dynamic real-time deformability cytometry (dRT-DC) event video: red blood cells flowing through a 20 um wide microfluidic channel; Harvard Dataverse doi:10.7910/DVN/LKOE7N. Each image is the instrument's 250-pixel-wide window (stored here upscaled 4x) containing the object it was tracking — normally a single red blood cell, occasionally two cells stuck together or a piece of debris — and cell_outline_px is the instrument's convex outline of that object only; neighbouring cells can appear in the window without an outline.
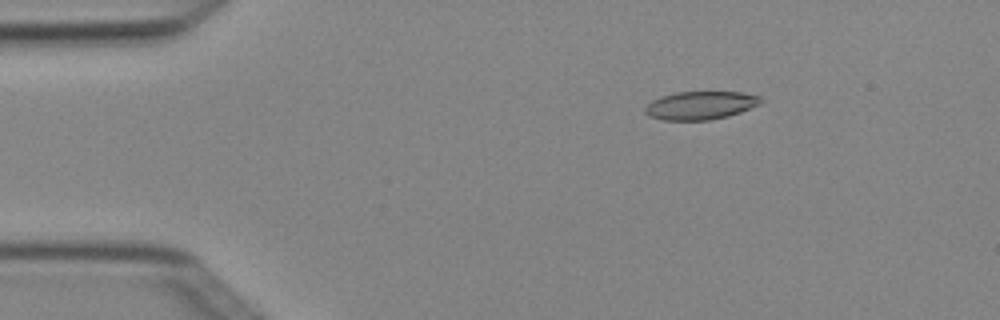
{"species": "Egyptian fruit bat (a non-hibernating species)", "species_latin": "Rousettus aegyptiacus", "temperature_condition": "cold", "stored_images_in_passage": 4, "camera_frame_rate_fps": 3000, "um_per_image_px": 0.085, "animal": {"sex": "female"}, "frame": {"image": 1, "passage_image": 2, "time_ms": 0.333, "image_size_px": [1000, 320], "cell_outline_px": [[764, 100], [760, 104], [740, 112], [728, 116], [708, 120], [664, 120], [648, 116], [644, 112], [644, 108], [652, 100], [660, 96], [676, 92], [744, 92], [760, 96]], "centroid_in_image_um": [59.54, 8.95], "position_along_channel_um": 25.5, "area_um2": 19.13}}
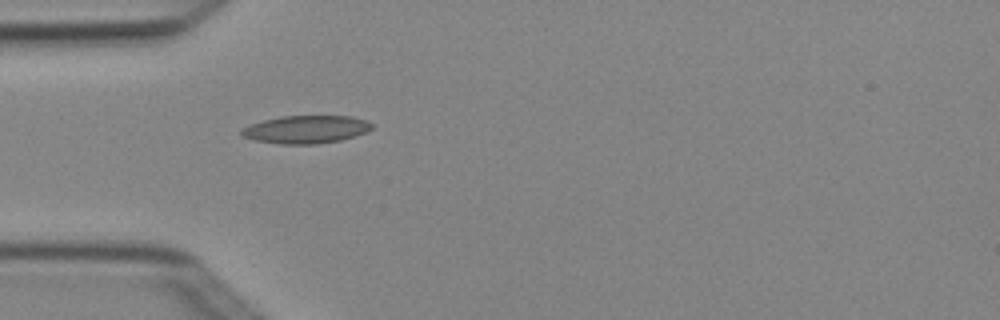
{"frame": {"image": 2, "passage_image": 4, "time_ms": 1.0, "image_size_px": [1000, 320], "cell_outline_px": [[372, 128], [364, 132], [340, 140], [316, 144], [280, 144], [256, 140], [240, 136], [240, 132], [244, 128], [252, 124], [264, 120], [280, 116], [352, 116], [364, 120], [372, 124]], "centroid_in_image_um": [25.98, 11.0], "position_along_channel_um": 59.0, "area_um2": 20.87}}